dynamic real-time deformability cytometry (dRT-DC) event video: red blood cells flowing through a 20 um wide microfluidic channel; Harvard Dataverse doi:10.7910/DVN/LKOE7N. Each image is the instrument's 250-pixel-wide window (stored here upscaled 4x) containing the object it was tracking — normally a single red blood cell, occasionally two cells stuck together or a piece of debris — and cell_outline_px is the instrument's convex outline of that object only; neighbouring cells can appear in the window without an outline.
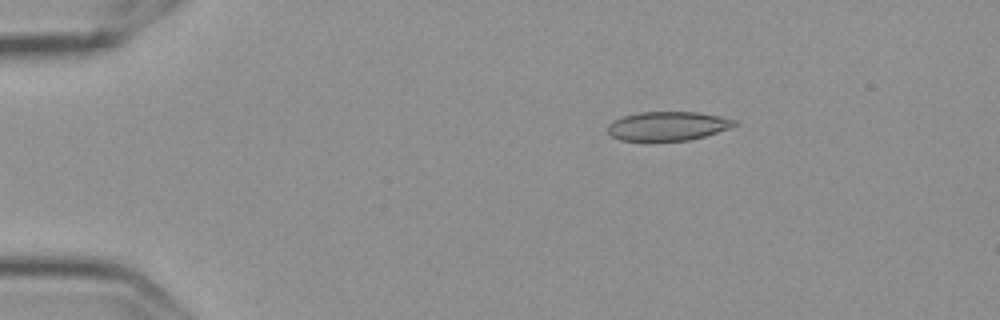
{"species": "Egyptian fruit bat (a non-hibernating species)", "species_latin": "Rousettus aegyptiacus", "temperature_condition": "cold", "stored_images_in_passage": 56, "camera_frame_rate_fps": 3000, "um_per_image_px": 0.085, "frame": {"image": 1, "passage_image": 10, "time_ms": 3.0, "image_size_px": [1000, 320], "cell_outline_px": [[736, 124], [728, 128], [704, 136], [688, 140], [620, 140], [612, 136], [608, 132], [608, 124], [624, 116], [640, 112], [696, 112], [720, 116], [736, 120]], "centroid_in_image_um": [56.75, 10.7], "position_along_channel_um": 28.3, "area_um2": 20.98}}
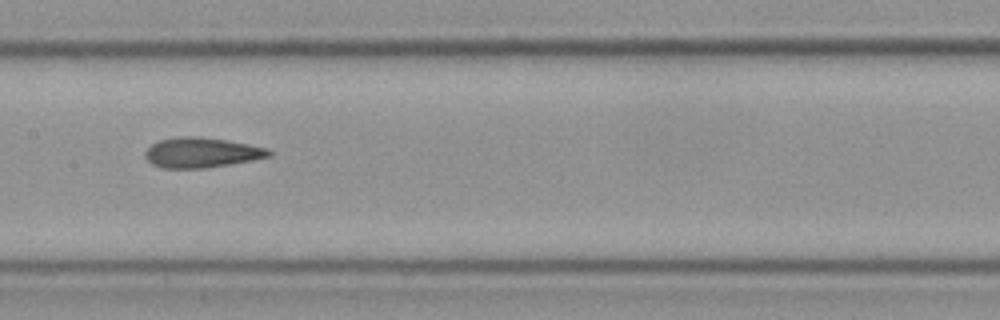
{"frame": {"image": 2, "passage_image": 29, "time_ms": 9.333, "image_size_px": [1000, 320], "cell_outline_px": [[272, 156], [252, 160], [204, 168], [160, 168], [152, 164], [144, 156], [144, 152], [152, 144], [160, 140], [176, 136], [200, 136], [248, 144], [268, 148], [272, 152]], "centroid_in_image_um": [17.11, 12.96], "position_along_channel_um": 190.3, "area_um2": 21.68}}
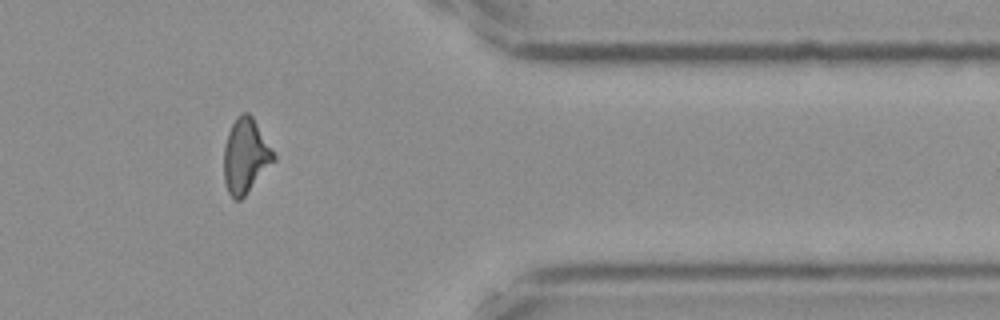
{"frame": {"image": 3, "passage_image": 47, "time_ms": 15.333, "image_size_px": [1000, 320], "cell_outline_px": [[276, 160], [244, 196], [240, 200], [236, 200], [228, 192], [224, 180], [224, 144], [228, 132], [236, 116], [240, 112], [248, 112], [252, 116], [276, 156]], "centroid_in_image_um": [20.86, 13.23], "position_along_channel_um": 390.5, "area_um2": 21.56}, "authors_computed_cell_mechanics": {"area_um2": 21.5594, "velocity_mm_per_s": 3.6201, "shape_relaxation_time_tau1_ms": null, "shape_relaxation_time_tau2_ms": 2.5338, "deformation_change_tau1": null, "deformation_change_tau2": 0.1044}}